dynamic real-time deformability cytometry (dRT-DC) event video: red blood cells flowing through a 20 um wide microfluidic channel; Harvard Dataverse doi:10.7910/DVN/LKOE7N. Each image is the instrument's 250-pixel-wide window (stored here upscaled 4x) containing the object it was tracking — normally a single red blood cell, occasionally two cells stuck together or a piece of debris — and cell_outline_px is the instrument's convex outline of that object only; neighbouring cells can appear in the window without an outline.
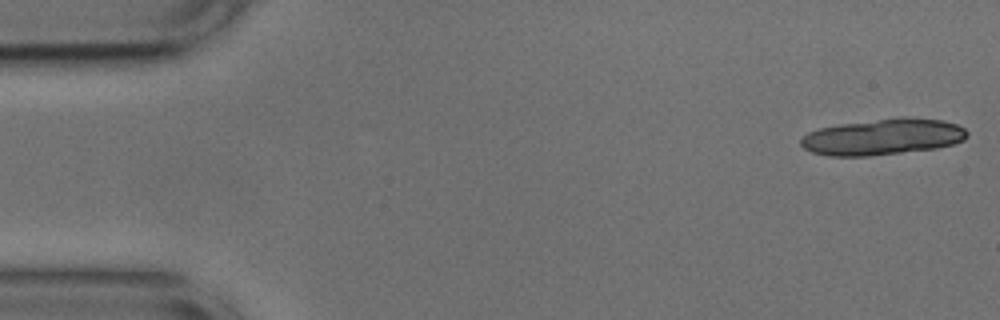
{"species": "common noctule bat (a hibernating species)", "species_latin": "Nyctalus noctula", "temperature_condition": "cold", "stored_images_in_passage": 31, "camera_frame_rate_fps": 3000, "um_per_image_px": 0.085, "animal": {"sex": "male", "body_mass_g": 17.9, "forearm_length_mm": 54.2}, "frame": {"image": 1, "passage_image": 1, "time_ms": 0.0, "image_size_px": [1000, 320], "cell_outline_px": [[968, 136], [964, 140], [952, 144], [936, 148], [868, 156], [828, 156], [812, 152], [804, 148], [800, 144], [800, 140], [808, 132], [820, 128], [840, 124], [904, 116], [940, 120], [956, 124], [964, 128], [968, 132]], "centroid_in_image_um": [75.04, 11.63], "position_along_channel_um": 10.0, "area_um2": 34.97}}